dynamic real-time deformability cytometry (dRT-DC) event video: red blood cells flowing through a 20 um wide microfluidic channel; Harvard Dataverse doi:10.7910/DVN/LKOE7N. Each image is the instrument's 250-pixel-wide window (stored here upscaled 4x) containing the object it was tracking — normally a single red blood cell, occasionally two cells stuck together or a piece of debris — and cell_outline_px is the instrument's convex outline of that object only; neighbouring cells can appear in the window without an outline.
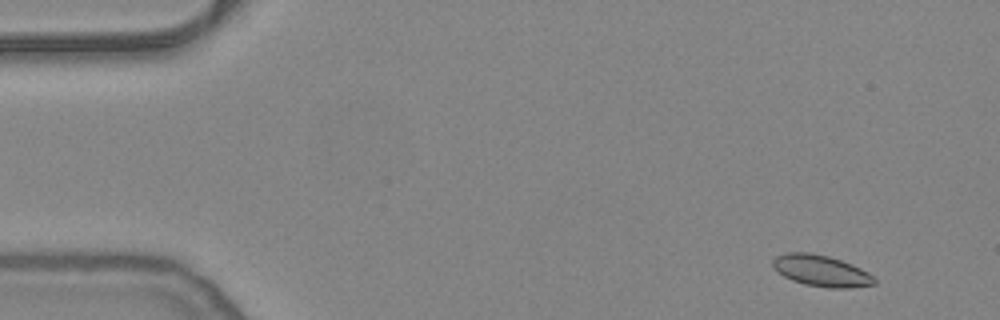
{"species": "common noctule bat (a hibernating species)", "species_latin": "Nyctalus noctula", "temperature_condition": "warm", "stored_images_in_passage": 17, "segment_of_instrument_passage": [1, 2], "camera_frame_rate_fps": 3000, "um_per_image_px": 0.085, "animal": {"sex": "female", "body_mass_g": 24.6, "forearm_length_mm": 56.2}, "frame": {"image": 1, "passage_image": 4, "time_ms": 1.0, "image_size_px": [1000, 320], "cell_outline_px": [[876, 284], [852, 288], [828, 288], [804, 284], [792, 280], [776, 272], [772, 268], [772, 260], [776, 256], [788, 252], [808, 252], [828, 256], [852, 264], [868, 272], [876, 280]], "centroid_in_image_um": [69.78, 23.02], "position_along_channel_um": 15.2, "area_um2": 18.67}}
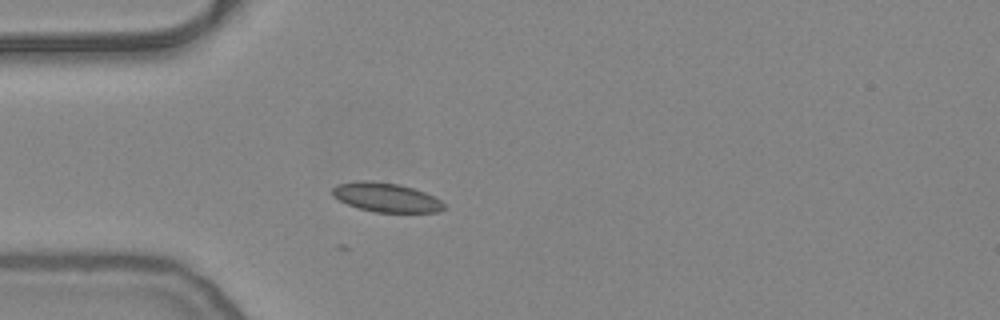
{"frame": {"image": 2, "passage_image": 15, "time_ms": 4.667, "image_size_px": [1000, 320], "cell_outline_px": [[444, 208], [440, 212], [372, 212], [348, 204], [332, 196], [332, 188], [336, 184], [360, 180], [368, 180], [400, 184], [424, 192], [440, 200], [444, 204]], "centroid_in_image_um": [32.79, 16.77], "position_along_channel_um": 52.2, "area_um2": 18.9}}